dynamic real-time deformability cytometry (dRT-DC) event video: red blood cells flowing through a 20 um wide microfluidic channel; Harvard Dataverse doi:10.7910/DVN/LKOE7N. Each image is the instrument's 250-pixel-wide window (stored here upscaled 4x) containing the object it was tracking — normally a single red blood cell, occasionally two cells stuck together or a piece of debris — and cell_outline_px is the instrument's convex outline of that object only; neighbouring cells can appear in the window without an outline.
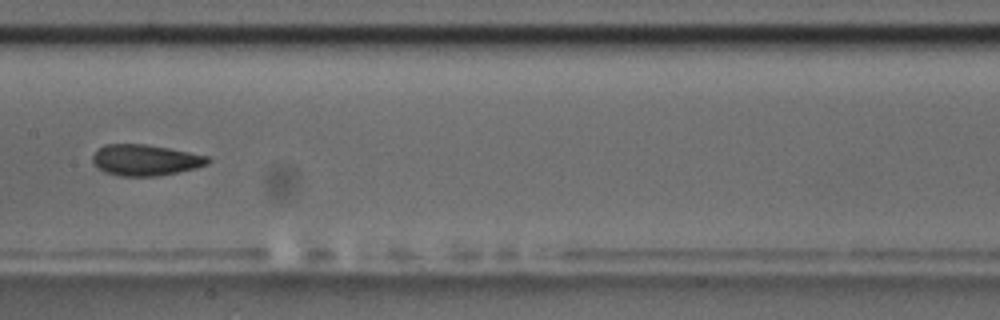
{"species": "common noctule bat (a hibernating species)", "species_latin": "Nyctalus noctula", "temperature_condition": "room temperature", "stored_images_in_passage": 17, "camera_frame_rate_fps": 3000, "um_per_image_px": 0.085, "animal": {"sex": "male", "body_mass_g": 17.5, "forearm_length_mm": 52.3}, "frame": {"image": 1, "passage_image": 8, "time_ms": 8.0, "image_size_px": [1000, 320], "cell_outline_px": [[212, 160], [208, 164], [196, 168], [156, 176], [120, 176], [104, 172], [96, 168], [92, 160], [92, 156], [104, 144], [144, 144], [168, 148], [208, 156]], "centroid_in_image_um": [12.34, 13.61], "position_along_channel_um": 195.1, "area_um2": 20.81}}
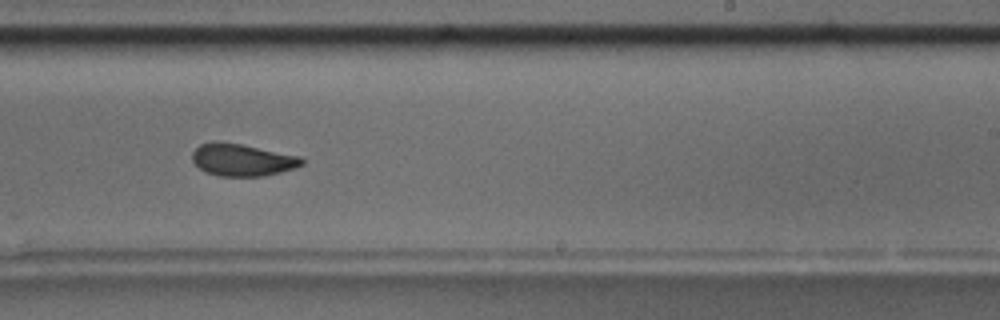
{"frame": {"image": 2, "passage_image": 10, "time_ms": 10.0, "image_size_px": [1000, 320], "cell_outline_px": [[304, 164], [296, 168], [264, 176], [220, 176], [208, 172], [200, 168], [192, 160], [192, 152], [200, 144], [216, 140], [220, 140], [300, 156], [304, 160]], "centroid_in_image_um": [20.59, 13.58], "position_along_channel_um": 268.4, "area_um2": 20.58}, "authors_computed_cell_mechanics": {"area_um2": 21.675, "velocity_mm_per_s": 3.6801, "shape_relaxation_time_tau1_ms": 6.7397, "shape_relaxation_time_tau2_ms": 1.3672, "deformation_change_tau1": 0.1271, "deformation_change_tau2": 0.06}}